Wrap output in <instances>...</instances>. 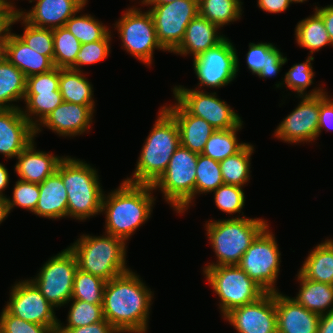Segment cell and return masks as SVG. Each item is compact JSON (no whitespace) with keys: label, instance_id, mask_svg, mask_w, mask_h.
I'll list each match as a JSON object with an SVG mask.
<instances>
[{"label":"cell","instance_id":"obj_41","mask_svg":"<svg viewBox=\"0 0 333 333\" xmlns=\"http://www.w3.org/2000/svg\"><path fill=\"white\" fill-rule=\"evenodd\" d=\"M18 21H22L25 28L23 34H18L17 36L32 50H35L41 55L48 56L53 61V29L33 26L29 24L19 13L15 16L13 23L15 24V22Z\"/></svg>","mask_w":333,"mask_h":333},{"label":"cell","instance_id":"obj_13","mask_svg":"<svg viewBox=\"0 0 333 333\" xmlns=\"http://www.w3.org/2000/svg\"><path fill=\"white\" fill-rule=\"evenodd\" d=\"M233 43L225 38L215 47L193 58L194 73L201 88H220L231 83L239 71V59Z\"/></svg>","mask_w":333,"mask_h":333},{"label":"cell","instance_id":"obj_42","mask_svg":"<svg viewBox=\"0 0 333 333\" xmlns=\"http://www.w3.org/2000/svg\"><path fill=\"white\" fill-rule=\"evenodd\" d=\"M71 306L67 315V324L59 321L58 328H76L104 320L102 304H90L77 299L70 300Z\"/></svg>","mask_w":333,"mask_h":333},{"label":"cell","instance_id":"obj_3","mask_svg":"<svg viewBox=\"0 0 333 333\" xmlns=\"http://www.w3.org/2000/svg\"><path fill=\"white\" fill-rule=\"evenodd\" d=\"M144 143L135 171L126 182L152 185L166 170L180 145L178 125L163 107Z\"/></svg>","mask_w":333,"mask_h":333},{"label":"cell","instance_id":"obj_23","mask_svg":"<svg viewBox=\"0 0 333 333\" xmlns=\"http://www.w3.org/2000/svg\"><path fill=\"white\" fill-rule=\"evenodd\" d=\"M34 140L16 157L17 163L14 166L19 180L31 183H42L47 177L53 174L64 158L49 154L44 151H36Z\"/></svg>","mask_w":333,"mask_h":333},{"label":"cell","instance_id":"obj_25","mask_svg":"<svg viewBox=\"0 0 333 333\" xmlns=\"http://www.w3.org/2000/svg\"><path fill=\"white\" fill-rule=\"evenodd\" d=\"M2 55L22 71L26 78L55 68L53 61L48 56L32 50L16 33L10 32Z\"/></svg>","mask_w":333,"mask_h":333},{"label":"cell","instance_id":"obj_32","mask_svg":"<svg viewBox=\"0 0 333 333\" xmlns=\"http://www.w3.org/2000/svg\"><path fill=\"white\" fill-rule=\"evenodd\" d=\"M24 102L26 110L21 108L22 114L28 122L36 128L48 114H50L62 102V95L58 91H26ZM35 116L37 120L32 118ZM39 122V123H38Z\"/></svg>","mask_w":333,"mask_h":333},{"label":"cell","instance_id":"obj_24","mask_svg":"<svg viewBox=\"0 0 333 333\" xmlns=\"http://www.w3.org/2000/svg\"><path fill=\"white\" fill-rule=\"evenodd\" d=\"M219 28V26L198 14L187 26L180 45L173 53L181 56L189 54L195 58L202 52L215 47L226 38L225 35H220L217 32Z\"/></svg>","mask_w":333,"mask_h":333},{"label":"cell","instance_id":"obj_52","mask_svg":"<svg viewBox=\"0 0 333 333\" xmlns=\"http://www.w3.org/2000/svg\"><path fill=\"white\" fill-rule=\"evenodd\" d=\"M56 333H119L106 319L76 328H57Z\"/></svg>","mask_w":333,"mask_h":333},{"label":"cell","instance_id":"obj_11","mask_svg":"<svg viewBox=\"0 0 333 333\" xmlns=\"http://www.w3.org/2000/svg\"><path fill=\"white\" fill-rule=\"evenodd\" d=\"M114 25L124 50L140 62L150 66L154 49L165 51L157 40L154 20L148 10L142 12L130 7Z\"/></svg>","mask_w":333,"mask_h":333},{"label":"cell","instance_id":"obj_49","mask_svg":"<svg viewBox=\"0 0 333 333\" xmlns=\"http://www.w3.org/2000/svg\"><path fill=\"white\" fill-rule=\"evenodd\" d=\"M318 119V137L324 128L326 131L333 130V100L326 91L319 95Z\"/></svg>","mask_w":333,"mask_h":333},{"label":"cell","instance_id":"obj_44","mask_svg":"<svg viewBox=\"0 0 333 333\" xmlns=\"http://www.w3.org/2000/svg\"><path fill=\"white\" fill-rule=\"evenodd\" d=\"M111 31L99 41L82 44L75 57V66L72 70L82 71L81 66L95 64L106 59L110 53Z\"/></svg>","mask_w":333,"mask_h":333},{"label":"cell","instance_id":"obj_36","mask_svg":"<svg viewBox=\"0 0 333 333\" xmlns=\"http://www.w3.org/2000/svg\"><path fill=\"white\" fill-rule=\"evenodd\" d=\"M80 41L64 26L53 29L55 67L72 69L75 66V57L81 48Z\"/></svg>","mask_w":333,"mask_h":333},{"label":"cell","instance_id":"obj_12","mask_svg":"<svg viewBox=\"0 0 333 333\" xmlns=\"http://www.w3.org/2000/svg\"><path fill=\"white\" fill-rule=\"evenodd\" d=\"M151 5L156 37L165 51L172 53L181 43L187 26L198 14V0H177Z\"/></svg>","mask_w":333,"mask_h":333},{"label":"cell","instance_id":"obj_56","mask_svg":"<svg viewBox=\"0 0 333 333\" xmlns=\"http://www.w3.org/2000/svg\"><path fill=\"white\" fill-rule=\"evenodd\" d=\"M9 172L4 166V164L0 163V196H5L3 195V191L7 188L9 184Z\"/></svg>","mask_w":333,"mask_h":333},{"label":"cell","instance_id":"obj_58","mask_svg":"<svg viewBox=\"0 0 333 333\" xmlns=\"http://www.w3.org/2000/svg\"><path fill=\"white\" fill-rule=\"evenodd\" d=\"M177 0H147L146 4H167Z\"/></svg>","mask_w":333,"mask_h":333},{"label":"cell","instance_id":"obj_15","mask_svg":"<svg viewBox=\"0 0 333 333\" xmlns=\"http://www.w3.org/2000/svg\"><path fill=\"white\" fill-rule=\"evenodd\" d=\"M5 308L20 319L48 326L54 333L57 331L59 320L54 307L30 280L19 281L12 286Z\"/></svg>","mask_w":333,"mask_h":333},{"label":"cell","instance_id":"obj_10","mask_svg":"<svg viewBox=\"0 0 333 333\" xmlns=\"http://www.w3.org/2000/svg\"><path fill=\"white\" fill-rule=\"evenodd\" d=\"M77 269L76 257L67 247L45 262L37 276L29 280L56 309L70 302Z\"/></svg>","mask_w":333,"mask_h":333},{"label":"cell","instance_id":"obj_59","mask_svg":"<svg viewBox=\"0 0 333 333\" xmlns=\"http://www.w3.org/2000/svg\"><path fill=\"white\" fill-rule=\"evenodd\" d=\"M29 1H31V0H29ZM0 2H1V4L5 5V6H8V7L12 8V9H15L17 12H19V10L15 8V6L11 2V0L10 1H8V0H0Z\"/></svg>","mask_w":333,"mask_h":333},{"label":"cell","instance_id":"obj_17","mask_svg":"<svg viewBox=\"0 0 333 333\" xmlns=\"http://www.w3.org/2000/svg\"><path fill=\"white\" fill-rule=\"evenodd\" d=\"M300 98L297 107L274 132L276 138L286 143H307L318 137L319 95Z\"/></svg>","mask_w":333,"mask_h":333},{"label":"cell","instance_id":"obj_46","mask_svg":"<svg viewBox=\"0 0 333 333\" xmlns=\"http://www.w3.org/2000/svg\"><path fill=\"white\" fill-rule=\"evenodd\" d=\"M0 333H54L48 326L27 322L12 315L6 308L0 315Z\"/></svg>","mask_w":333,"mask_h":333},{"label":"cell","instance_id":"obj_51","mask_svg":"<svg viewBox=\"0 0 333 333\" xmlns=\"http://www.w3.org/2000/svg\"><path fill=\"white\" fill-rule=\"evenodd\" d=\"M17 11L8 6L0 4V55L3 53L5 43L11 32L13 20L17 15Z\"/></svg>","mask_w":333,"mask_h":333},{"label":"cell","instance_id":"obj_30","mask_svg":"<svg viewBox=\"0 0 333 333\" xmlns=\"http://www.w3.org/2000/svg\"><path fill=\"white\" fill-rule=\"evenodd\" d=\"M93 87L83 71L59 68V90L65 102L95 105Z\"/></svg>","mask_w":333,"mask_h":333},{"label":"cell","instance_id":"obj_4","mask_svg":"<svg viewBox=\"0 0 333 333\" xmlns=\"http://www.w3.org/2000/svg\"><path fill=\"white\" fill-rule=\"evenodd\" d=\"M56 171L68 194V218L81 221L102 213L104 191L95 168L75 157L64 156Z\"/></svg>","mask_w":333,"mask_h":333},{"label":"cell","instance_id":"obj_20","mask_svg":"<svg viewBox=\"0 0 333 333\" xmlns=\"http://www.w3.org/2000/svg\"><path fill=\"white\" fill-rule=\"evenodd\" d=\"M37 3L29 12L19 14L31 25L47 29L60 28L75 13L80 12L87 0H35ZM30 3L34 0L29 1Z\"/></svg>","mask_w":333,"mask_h":333},{"label":"cell","instance_id":"obj_34","mask_svg":"<svg viewBox=\"0 0 333 333\" xmlns=\"http://www.w3.org/2000/svg\"><path fill=\"white\" fill-rule=\"evenodd\" d=\"M199 15L217 26L224 27L242 16L240 0H198Z\"/></svg>","mask_w":333,"mask_h":333},{"label":"cell","instance_id":"obj_31","mask_svg":"<svg viewBox=\"0 0 333 333\" xmlns=\"http://www.w3.org/2000/svg\"><path fill=\"white\" fill-rule=\"evenodd\" d=\"M296 42L300 47L310 50V54L319 51L326 45H333L326 30L322 17L315 11L299 21L295 27Z\"/></svg>","mask_w":333,"mask_h":333},{"label":"cell","instance_id":"obj_22","mask_svg":"<svg viewBox=\"0 0 333 333\" xmlns=\"http://www.w3.org/2000/svg\"><path fill=\"white\" fill-rule=\"evenodd\" d=\"M163 108L175 119L180 134V145L202 154L207 140L216 130L203 118L188 113L177 101Z\"/></svg>","mask_w":333,"mask_h":333},{"label":"cell","instance_id":"obj_38","mask_svg":"<svg viewBox=\"0 0 333 333\" xmlns=\"http://www.w3.org/2000/svg\"><path fill=\"white\" fill-rule=\"evenodd\" d=\"M106 282L99 276L76 270L72 298L90 304H102Z\"/></svg>","mask_w":333,"mask_h":333},{"label":"cell","instance_id":"obj_16","mask_svg":"<svg viewBox=\"0 0 333 333\" xmlns=\"http://www.w3.org/2000/svg\"><path fill=\"white\" fill-rule=\"evenodd\" d=\"M238 333H277L275 292L232 309L223 317Z\"/></svg>","mask_w":333,"mask_h":333},{"label":"cell","instance_id":"obj_54","mask_svg":"<svg viewBox=\"0 0 333 333\" xmlns=\"http://www.w3.org/2000/svg\"><path fill=\"white\" fill-rule=\"evenodd\" d=\"M314 9L323 19L329 38L333 44V5Z\"/></svg>","mask_w":333,"mask_h":333},{"label":"cell","instance_id":"obj_21","mask_svg":"<svg viewBox=\"0 0 333 333\" xmlns=\"http://www.w3.org/2000/svg\"><path fill=\"white\" fill-rule=\"evenodd\" d=\"M277 333H317L320 315L309 311L293 298L275 292Z\"/></svg>","mask_w":333,"mask_h":333},{"label":"cell","instance_id":"obj_8","mask_svg":"<svg viewBox=\"0 0 333 333\" xmlns=\"http://www.w3.org/2000/svg\"><path fill=\"white\" fill-rule=\"evenodd\" d=\"M203 272L220 299L223 317L232 309L252 303L266 293L238 265L204 267Z\"/></svg>","mask_w":333,"mask_h":333},{"label":"cell","instance_id":"obj_57","mask_svg":"<svg viewBox=\"0 0 333 333\" xmlns=\"http://www.w3.org/2000/svg\"><path fill=\"white\" fill-rule=\"evenodd\" d=\"M9 213L7 197L0 196V224L6 219Z\"/></svg>","mask_w":333,"mask_h":333},{"label":"cell","instance_id":"obj_50","mask_svg":"<svg viewBox=\"0 0 333 333\" xmlns=\"http://www.w3.org/2000/svg\"><path fill=\"white\" fill-rule=\"evenodd\" d=\"M287 57H284L282 52L276 47L266 59L263 69L258 72L259 78H270L276 76L280 72L282 65L287 62Z\"/></svg>","mask_w":333,"mask_h":333},{"label":"cell","instance_id":"obj_27","mask_svg":"<svg viewBox=\"0 0 333 333\" xmlns=\"http://www.w3.org/2000/svg\"><path fill=\"white\" fill-rule=\"evenodd\" d=\"M296 276L300 289L293 299L298 304L320 316L333 310V285L308 280L299 272Z\"/></svg>","mask_w":333,"mask_h":333},{"label":"cell","instance_id":"obj_40","mask_svg":"<svg viewBox=\"0 0 333 333\" xmlns=\"http://www.w3.org/2000/svg\"><path fill=\"white\" fill-rule=\"evenodd\" d=\"M195 195L215 191L224 184L220 162L203 154H198L196 165Z\"/></svg>","mask_w":333,"mask_h":333},{"label":"cell","instance_id":"obj_37","mask_svg":"<svg viewBox=\"0 0 333 333\" xmlns=\"http://www.w3.org/2000/svg\"><path fill=\"white\" fill-rule=\"evenodd\" d=\"M314 60L313 56H308L306 61L303 63L294 64L289 71L284 76V81L282 83L275 84L277 88L281 85L286 84V86L293 91L299 97L303 96H318L325 91L321 87H317L311 90V92L306 93L307 87L313 84L314 72L311 61ZM284 82V83H283Z\"/></svg>","mask_w":333,"mask_h":333},{"label":"cell","instance_id":"obj_2","mask_svg":"<svg viewBox=\"0 0 333 333\" xmlns=\"http://www.w3.org/2000/svg\"><path fill=\"white\" fill-rule=\"evenodd\" d=\"M150 184H133L123 180L107 196L103 194L101 212H105V231L127 240L151 216L155 201Z\"/></svg>","mask_w":333,"mask_h":333},{"label":"cell","instance_id":"obj_33","mask_svg":"<svg viewBox=\"0 0 333 333\" xmlns=\"http://www.w3.org/2000/svg\"><path fill=\"white\" fill-rule=\"evenodd\" d=\"M253 151V145L247 143L239 152L220 161L224 184L243 187L249 181Z\"/></svg>","mask_w":333,"mask_h":333},{"label":"cell","instance_id":"obj_7","mask_svg":"<svg viewBox=\"0 0 333 333\" xmlns=\"http://www.w3.org/2000/svg\"><path fill=\"white\" fill-rule=\"evenodd\" d=\"M197 158L198 153L179 145L166 170L152 184L154 190L159 188L162 191L164 199L179 214L188 210L196 197Z\"/></svg>","mask_w":333,"mask_h":333},{"label":"cell","instance_id":"obj_1","mask_svg":"<svg viewBox=\"0 0 333 333\" xmlns=\"http://www.w3.org/2000/svg\"><path fill=\"white\" fill-rule=\"evenodd\" d=\"M153 292L132 270L106 282L104 318L119 333H146Z\"/></svg>","mask_w":333,"mask_h":333},{"label":"cell","instance_id":"obj_61","mask_svg":"<svg viewBox=\"0 0 333 333\" xmlns=\"http://www.w3.org/2000/svg\"><path fill=\"white\" fill-rule=\"evenodd\" d=\"M141 3L145 5L147 3V0H142Z\"/></svg>","mask_w":333,"mask_h":333},{"label":"cell","instance_id":"obj_26","mask_svg":"<svg viewBox=\"0 0 333 333\" xmlns=\"http://www.w3.org/2000/svg\"><path fill=\"white\" fill-rule=\"evenodd\" d=\"M39 192L40 197L33 212L35 215L48 219L66 218L68 194L57 171L39 183Z\"/></svg>","mask_w":333,"mask_h":333},{"label":"cell","instance_id":"obj_48","mask_svg":"<svg viewBox=\"0 0 333 333\" xmlns=\"http://www.w3.org/2000/svg\"><path fill=\"white\" fill-rule=\"evenodd\" d=\"M276 47L272 43H249V50L246 54V62L248 69L252 74H258L263 69L267 56Z\"/></svg>","mask_w":333,"mask_h":333},{"label":"cell","instance_id":"obj_53","mask_svg":"<svg viewBox=\"0 0 333 333\" xmlns=\"http://www.w3.org/2000/svg\"><path fill=\"white\" fill-rule=\"evenodd\" d=\"M258 6L268 13H281L287 10L292 0H258Z\"/></svg>","mask_w":333,"mask_h":333},{"label":"cell","instance_id":"obj_55","mask_svg":"<svg viewBox=\"0 0 333 333\" xmlns=\"http://www.w3.org/2000/svg\"><path fill=\"white\" fill-rule=\"evenodd\" d=\"M317 333H333V310L320 316Z\"/></svg>","mask_w":333,"mask_h":333},{"label":"cell","instance_id":"obj_29","mask_svg":"<svg viewBox=\"0 0 333 333\" xmlns=\"http://www.w3.org/2000/svg\"><path fill=\"white\" fill-rule=\"evenodd\" d=\"M26 77L5 56L0 55V109L20 108L11 102L24 100ZM8 103V104H7Z\"/></svg>","mask_w":333,"mask_h":333},{"label":"cell","instance_id":"obj_39","mask_svg":"<svg viewBox=\"0 0 333 333\" xmlns=\"http://www.w3.org/2000/svg\"><path fill=\"white\" fill-rule=\"evenodd\" d=\"M76 15L77 13L69 18L64 27L67 28L81 44L102 40L111 31L90 14Z\"/></svg>","mask_w":333,"mask_h":333},{"label":"cell","instance_id":"obj_9","mask_svg":"<svg viewBox=\"0 0 333 333\" xmlns=\"http://www.w3.org/2000/svg\"><path fill=\"white\" fill-rule=\"evenodd\" d=\"M276 238L267 225L252 241L238 266L266 292H277L275 287L280 272V250Z\"/></svg>","mask_w":333,"mask_h":333},{"label":"cell","instance_id":"obj_14","mask_svg":"<svg viewBox=\"0 0 333 333\" xmlns=\"http://www.w3.org/2000/svg\"><path fill=\"white\" fill-rule=\"evenodd\" d=\"M199 87L195 89L175 86L173 94L175 100L190 114L203 118L212 127L217 129H233L243 124L236 113L226 101L217 98L216 92L206 93Z\"/></svg>","mask_w":333,"mask_h":333},{"label":"cell","instance_id":"obj_5","mask_svg":"<svg viewBox=\"0 0 333 333\" xmlns=\"http://www.w3.org/2000/svg\"><path fill=\"white\" fill-rule=\"evenodd\" d=\"M268 225L260 218L235 217L206 222V235L217 256V262L205 267L238 265L252 241Z\"/></svg>","mask_w":333,"mask_h":333},{"label":"cell","instance_id":"obj_35","mask_svg":"<svg viewBox=\"0 0 333 333\" xmlns=\"http://www.w3.org/2000/svg\"><path fill=\"white\" fill-rule=\"evenodd\" d=\"M242 125L233 129L215 130L207 140L202 154L220 162L239 152L247 144L245 142L238 143L239 140L236 134L242 128Z\"/></svg>","mask_w":333,"mask_h":333},{"label":"cell","instance_id":"obj_6","mask_svg":"<svg viewBox=\"0 0 333 333\" xmlns=\"http://www.w3.org/2000/svg\"><path fill=\"white\" fill-rule=\"evenodd\" d=\"M126 241L105 233L102 236L81 235L71 246L78 269L109 281L128 272Z\"/></svg>","mask_w":333,"mask_h":333},{"label":"cell","instance_id":"obj_19","mask_svg":"<svg viewBox=\"0 0 333 333\" xmlns=\"http://www.w3.org/2000/svg\"><path fill=\"white\" fill-rule=\"evenodd\" d=\"M35 128L22 114L21 108L0 109V153L17 157L33 140Z\"/></svg>","mask_w":333,"mask_h":333},{"label":"cell","instance_id":"obj_45","mask_svg":"<svg viewBox=\"0 0 333 333\" xmlns=\"http://www.w3.org/2000/svg\"><path fill=\"white\" fill-rule=\"evenodd\" d=\"M40 197L39 184L19 180L15 183L13 197L7 198L9 212L14 207H22L34 212Z\"/></svg>","mask_w":333,"mask_h":333},{"label":"cell","instance_id":"obj_18","mask_svg":"<svg viewBox=\"0 0 333 333\" xmlns=\"http://www.w3.org/2000/svg\"><path fill=\"white\" fill-rule=\"evenodd\" d=\"M95 105H81L63 101L35 128V137L46 126L59 136L75 137L91 128Z\"/></svg>","mask_w":333,"mask_h":333},{"label":"cell","instance_id":"obj_28","mask_svg":"<svg viewBox=\"0 0 333 333\" xmlns=\"http://www.w3.org/2000/svg\"><path fill=\"white\" fill-rule=\"evenodd\" d=\"M299 273L306 279L333 285V239L310 251Z\"/></svg>","mask_w":333,"mask_h":333},{"label":"cell","instance_id":"obj_60","mask_svg":"<svg viewBox=\"0 0 333 333\" xmlns=\"http://www.w3.org/2000/svg\"><path fill=\"white\" fill-rule=\"evenodd\" d=\"M294 3H303L304 1H307V0H292Z\"/></svg>","mask_w":333,"mask_h":333},{"label":"cell","instance_id":"obj_47","mask_svg":"<svg viewBox=\"0 0 333 333\" xmlns=\"http://www.w3.org/2000/svg\"><path fill=\"white\" fill-rule=\"evenodd\" d=\"M59 68L35 74L26 78V91H58Z\"/></svg>","mask_w":333,"mask_h":333},{"label":"cell","instance_id":"obj_43","mask_svg":"<svg viewBox=\"0 0 333 333\" xmlns=\"http://www.w3.org/2000/svg\"><path fill=\"white\" fill-rule=\"evenodd\" d=\"M214 193V202L219 210L227 214L241 213L245 206V195L242 187L222 184Z\"/></svg>","mask_w":333,"mask_h":333}]
</instances>
